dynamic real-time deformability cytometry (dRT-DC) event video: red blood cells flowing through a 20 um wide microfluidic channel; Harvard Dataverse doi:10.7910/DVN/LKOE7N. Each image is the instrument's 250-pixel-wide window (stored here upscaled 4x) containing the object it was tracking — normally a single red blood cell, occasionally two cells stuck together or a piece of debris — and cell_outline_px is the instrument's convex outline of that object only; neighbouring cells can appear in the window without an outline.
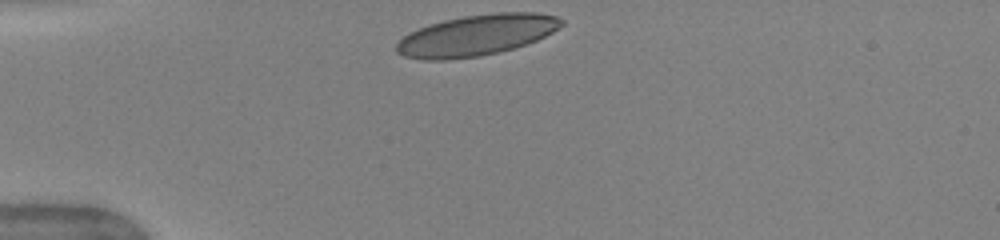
{"species": "human", "species_latin": "Homo sapiens", "temperature_condition": "warm", "stored_images_in_passage": 31, "camera_frame_rate_fps": 3000, "um_per_image_px": 0.085, "donor": {"sex": "female"}, "frame": {"image": 1, "passage_image": 1, "time_ms": 0.0, "image_size_px": [1000, 240], "cell_outline_px": [[564, 24], [552, 32], [536, 40], [512, 48], [480, 56], [448, 60], [424, 60], [404, 56], [396, 52], [396, 44], [408, 32], [428, 24], [444, 20], [464, 16], [496, 12], [536, 12], [556, 16], [564, 20]], "centroid_in_image_um": [40.47, 2.99], "position_along_channel_um": 44.5, "area_um2": 39.3}}
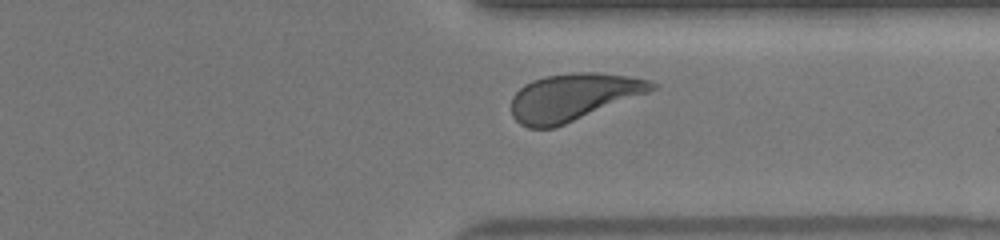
{"frame": {"image": 2, "passage_image": 27, "time_ms": 8.667, "image_size_px": [1000, 240], "cell_outline_px": [[660, 84], [656, 88], [648, 92], [556, 128], [528, 128], [520, 124], [512, 116], [512, 96], [524, 84], [532, 80], [544, 76], [572, 72], [600, 72], [628, 76], [652, 80]], "centroid_in_image_um": [48.72, 8.24], "position_along_channel_um": 362.7, "area_um2": 38.84}}
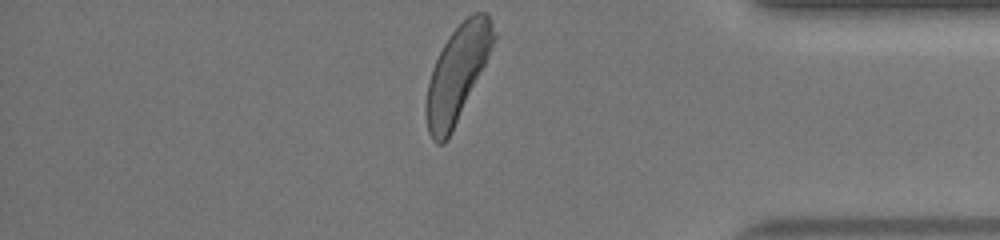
{"frame": {"image": 3, "passage_image": 31, "time_ms": 10.0, "image_size_px": [1000, 240], "cell_outline_px": [[496, 36], [488, 56], [452, 132], [448, 140], [444, 144], [436, 144], [432, 140], [428, 132], [428, 80], [432, 68], [448, 36], [472, 12], [488, 12], [496, 32]], "centroid_in_image_um": [38.89, 6.22], "position_along_channel_um": 396.3, "area_um2": 36.53}, "authors_computed_cell_mechanics": {"area_um2": 38.8994, "velocity_mm_per_s": 4.0208, "shape_relaxation_time_tau1_ms": 3.4086, "shape_relaxation_time_tau2_ms": null, "deformation_change_tau1": 0.1624, "deformation_change_tau2": null}}